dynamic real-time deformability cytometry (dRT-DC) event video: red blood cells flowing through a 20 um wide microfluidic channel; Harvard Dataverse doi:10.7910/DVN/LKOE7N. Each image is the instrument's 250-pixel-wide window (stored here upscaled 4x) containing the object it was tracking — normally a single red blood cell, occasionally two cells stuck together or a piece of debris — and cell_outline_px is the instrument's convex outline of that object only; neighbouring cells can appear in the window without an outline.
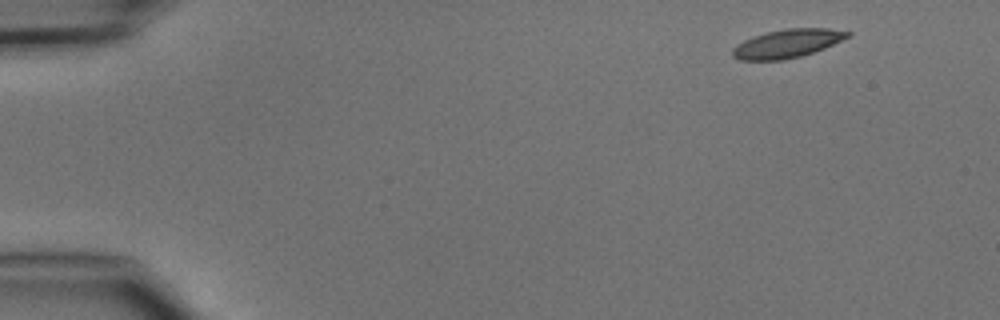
{"species": "common noctule bat (a hibernating species)", "species_latin": "Nyctalus noctula", "temperature_condition": "cold", "stored_images_in_passage": 3, "camera_frame_rate_fps": 3000, "um_per_image_px": 0.085, "animal": {"sex": "male", "body_mass_g": 15.6}, "frame": {"image": 1, "passage_image": 1, "time_ms": 0.0, "image_size_px": [1000, 320], "cell_outline_px": [[852, 36], [824, 48], [800, 56], [784, 60], [740, 60], [732, 56], [732, 48], [736, 44], [752, 36], [784, 28], [828, 28], [852, 32]], "centroid_in_image_um": [66.92, 3.69], "position_along_channel_um": 18.1, "area_um2": 19.19}}
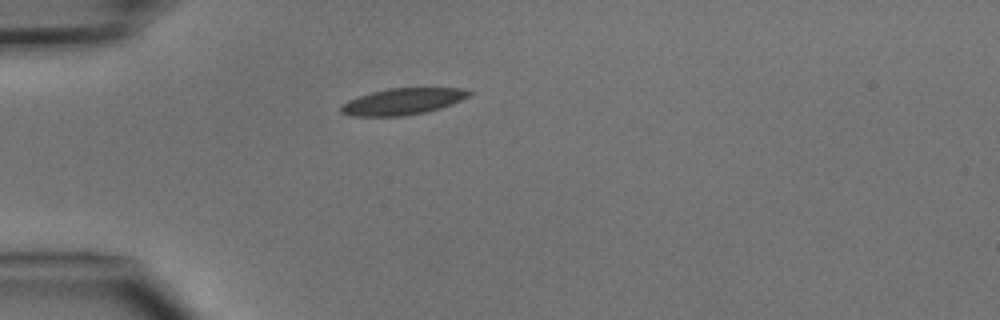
{"frame": {"image": 2, "passage_image": 3, "time_ms": 3.0, "image_size_px": [1000, 320], "cell_outline_px": [[472, 92], [468, 96], [452, 104], [440, 108], [424, 112], [404, 116], [352, 116], [340, 112], [340, 108], [348, 100], [372, 92], [388, 88], [464, 88]], "centroid_in_image_um": [34.23, 8.62], "position_along_channel_um": 50.8, "area_um2": 19.54}}